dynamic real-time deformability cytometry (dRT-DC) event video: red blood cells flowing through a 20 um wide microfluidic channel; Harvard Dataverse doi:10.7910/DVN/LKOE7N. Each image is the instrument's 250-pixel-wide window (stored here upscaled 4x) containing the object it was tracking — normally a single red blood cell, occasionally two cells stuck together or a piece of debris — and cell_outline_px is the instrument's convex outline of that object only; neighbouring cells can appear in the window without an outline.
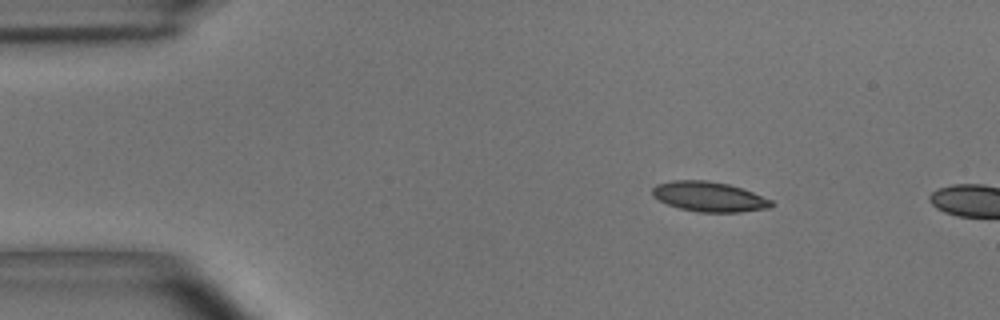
{"species": "common noctule bat (a hibernating species)", "species_latin": "Nyctalus noctula", "temperature_condition": "room temperature", "stored_images_in_passage": 15, "camera_frame_rate_fps": 3000, "um_per_image_px": 0.085, "animal": {"sex": "male", "body_mass_g": 15.6}, "frame": {"image": 1, "passage_image": 7, "time_ms": 2.0, "image_size_px": [1000, 320], "cell_outline_px": [[776, 204], [772, 208], [740, 212], [700, 212], [680, 208], [668, 204], [652, 196], [652, 188], [656, 184], [672, 180], [708, 180], [728, 184], [752, 192], [772, 200]], "centroid_in_image_um": [60.3, 16.72], "position_along_channel_um": 24.7, "area_um2": 20.81}}